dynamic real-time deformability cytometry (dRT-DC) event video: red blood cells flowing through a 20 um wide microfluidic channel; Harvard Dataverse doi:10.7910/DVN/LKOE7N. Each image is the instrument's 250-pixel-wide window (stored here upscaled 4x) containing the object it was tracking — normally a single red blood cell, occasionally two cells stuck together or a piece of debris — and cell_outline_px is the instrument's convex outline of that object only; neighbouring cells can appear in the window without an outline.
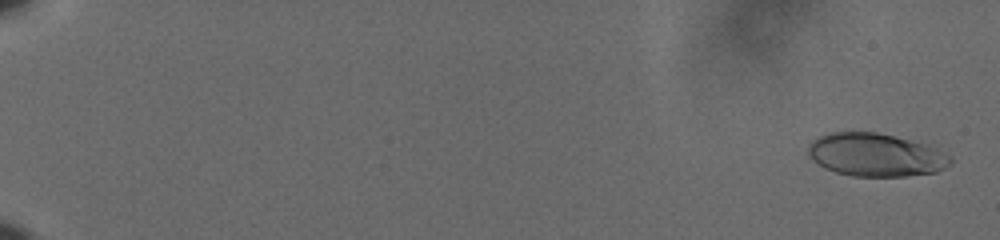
{"species": "human", "species_latin": "Homo sapiens", "temperature_condition": "cold", "stored_images_in_passage": 60, "camera_frame_rate_fps": 3000, "um_per_image_px": 0.085, "donor": {"sex": "male"}, "frame": {"image": 1, "passage_image": 2, "time_ms": 0.333, "image_size_px": [1000, 240], "cell_outline_px": [[952, 164], [936, 172], [904, 176], [852, 176], [836, 172], [824, 168], [808, 152], [808, 144], [812, 140], [820, 136], [832, 132], [876, 132], [924, 144], [936, 148], [948, 156], [952, 160]], "centroid_in_image_um": [74.43, 13.17], "position_along_channel_um": 10.6, "area_um2": 35.2}}
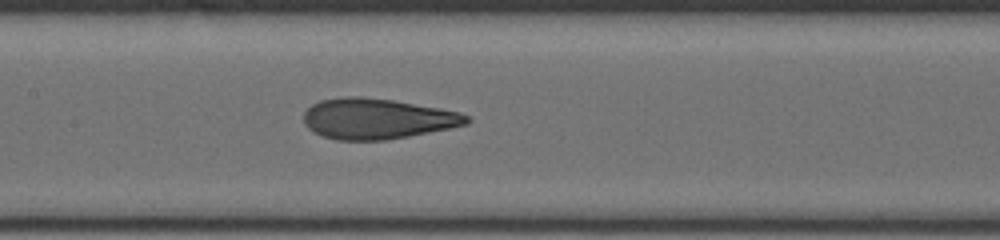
{"frame": {"image": 2, "passage_image": 33, "time_ms": 10.667, "image_size_px": [1000, 240], "cell_outline_px": [[472, 120], [468, 124], [408, 136], [384, 140], [336, 140], [324, 136], [308, 128], [304, 124], [304, 112], [312, 104], [320, 100], [344, 96], [364, 96], [392, 100], [440, 108], [460, 112], [468, 116]], "centroid_in_image_um": [32.05, 10.08], "position_along_channel_um": 175.4, "area_um2": 38.44}}
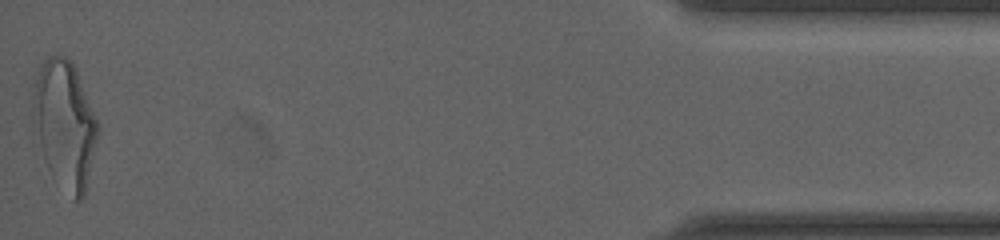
{"frame": {"image": 3, "passage_image": 60, "time_ms": 19.667, "image_size_px": [1000, 240], "cell_outline_px": [[100, 128], [84, 196], [80, 200], [72, 200], [52, 180], [32, 132], [32, 104], [36, 80], [40, 64], [48, 56], [64, 56], [72, 64], [76, 72]], "centroid_in_image_um": [5.45, 10.68], "position_along_channel_um": 429.7, "area_um2": 48.55}, "authors_computed_cell_mechanics": {"area_um2": 37.8012, "velocity_mm_per_s": 3.6373, "shape_relaxation_time_tau1_ms": 8.0804, "shape_relaxation_time_tau2_ms": 1.2955, "deformation_change_tau1": 0.2308, "deformation_change_tau2": 0.0965}}